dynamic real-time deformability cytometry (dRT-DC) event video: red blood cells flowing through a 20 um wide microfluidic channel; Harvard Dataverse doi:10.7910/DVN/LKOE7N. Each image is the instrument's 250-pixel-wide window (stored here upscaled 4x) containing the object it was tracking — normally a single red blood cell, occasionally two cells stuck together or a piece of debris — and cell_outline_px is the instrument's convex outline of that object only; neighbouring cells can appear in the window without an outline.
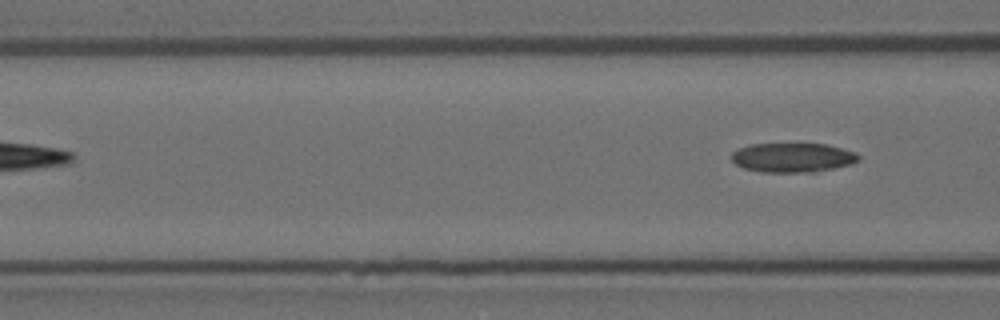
{"species": "Egyptian fruit bat (a non-hibernating species)", "species_latin": "Rousettus aegyptiacus", "temperature_condition": "room temperature", "stored_images_in_passage": 5, "camera_frame_rate_fps": 3000, "um_per_image_px": 0.085, "animal": {"sex": "female"}, "frame": {"image": 1, "passage_image": 5, "time_ms": 1.333, "image_size_px": [1000, 320], "cell_outline_px": [[860, 160], [852, 164], [812, 172], [764, 172], [744, 168], [736, 164], [732, 160], [732, 152], [736, 148], [752, 144], [828, 144], [856, 152], [860, 156]], "centroid_in_image_um": [67.39, 13.38], "position_along_channel_um": 99.2, "area_um2": 21.73}}